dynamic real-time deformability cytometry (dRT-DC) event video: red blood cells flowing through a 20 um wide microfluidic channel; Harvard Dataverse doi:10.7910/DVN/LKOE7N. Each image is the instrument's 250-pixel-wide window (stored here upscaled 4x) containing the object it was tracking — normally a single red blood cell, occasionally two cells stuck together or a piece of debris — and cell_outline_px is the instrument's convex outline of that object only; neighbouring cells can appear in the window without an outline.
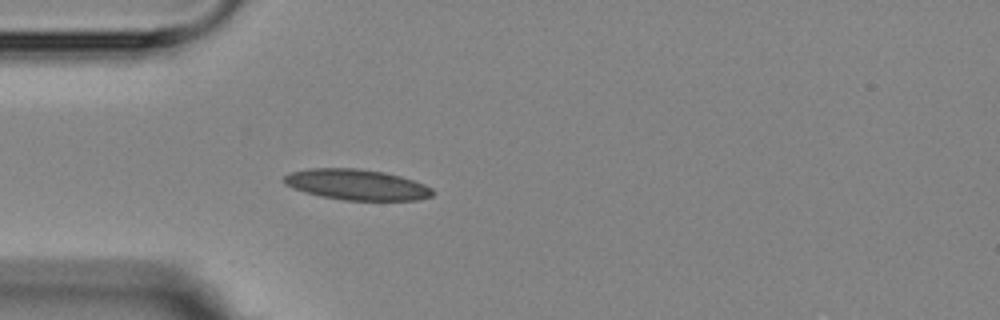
{"species": "Egyptian fruit bat (a non-hibernating species)", "species_latin": "Rousettus aegyptiacus", "temperature_condition": "room temperature", "stored_images_in_passage": 4, "camera_frame_rate_fps": 3000, "um_per_image_px": 0.085, "animal": {"sex": "female"}, "frame": {"image": 1, "passage_image": 4, "time_ms": 4.333, "image_size_px": [1000, 320], "cell_outline_px": [[436, 192], [432, 196], [416, 200], [344, 200], [320, 196], [304, 192], [292, 188], [284, 184], [284, 176], [292, 172], [308, 168], [356, 168], [384, 172], [400, 176], [424, 184], [432, 188]], "centroid_in_image_um": [30.32, 15.69], "position_along_channel_um": 54.7, "area_um2": 26.59}}